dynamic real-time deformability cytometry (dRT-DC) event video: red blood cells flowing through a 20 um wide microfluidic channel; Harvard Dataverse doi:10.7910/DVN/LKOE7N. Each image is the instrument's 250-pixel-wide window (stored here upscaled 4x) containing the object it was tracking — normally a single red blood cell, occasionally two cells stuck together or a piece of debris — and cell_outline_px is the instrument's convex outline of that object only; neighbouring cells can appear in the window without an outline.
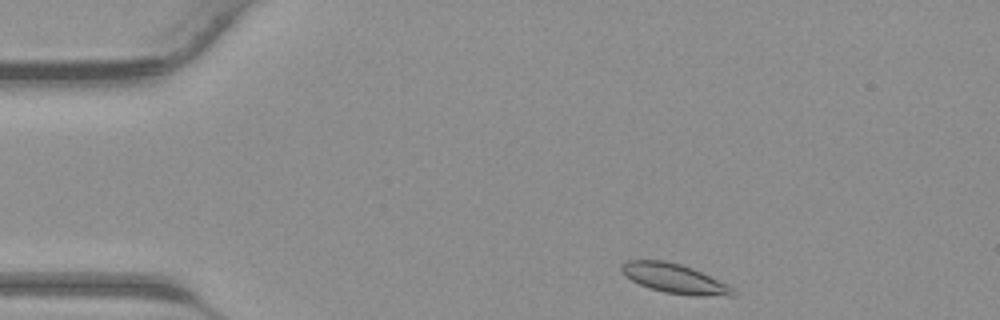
{"species": "common noctule bat (a hibernating species)", "species_latin": "Nyctalus noctula", "temperature_condition": "warm", "stored_images_in_passage": 36, "camera_frame_rate_fps": 3000, "um_per_image_px": 0.085, "animal": {"sex": "male", "body_mass_g": 23.1, "forearm_length_mm": 52.7}, "frame": {"image": 1, "passage_image": 1, "time_ms": 0.0, "image_size_px": [1000, 320], "cell_outline_px": [[736, 296], [688, 296], [664, 292], [640, 284], [624, 276], [620, 272], [620, 264], [624, 260], [664, 260], [680, 264], [692, 268], [728, 284], [736, 292]], "centroid_in_image_um": [57.32, 23.68], "position_along_channel_um": 27.7, "area_um2": 19.36}}
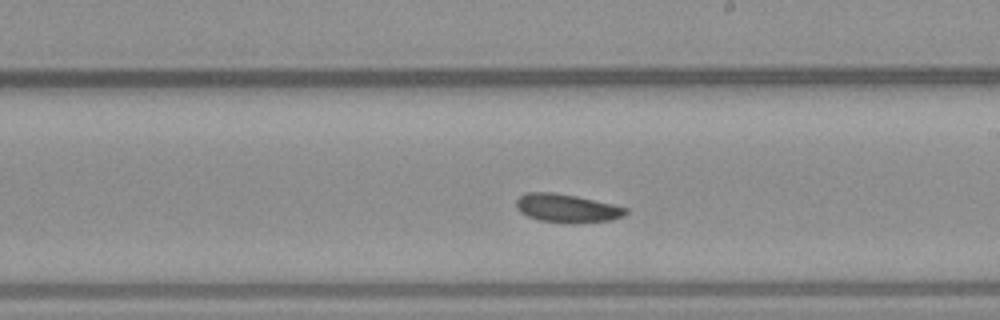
{"frame": {"image": 2, "passage_image": 18, "time_ms": 5.667, "image_size_px": [1000, 320], "cell_outline_px": [[628, 212], [624, 216], [612, 220], [576, 224], [568, 224], [540, 220], [528, 216], [520, 212], [516, 208], [516, 200], [520, 196], [528, 192], [552, 192], [576, 196], [612, 204], [628, 208]], "centroid_in_image_um": [48.21, 17.72], "position_along_channel_um": 240.8, "area_um2": 18.32}}
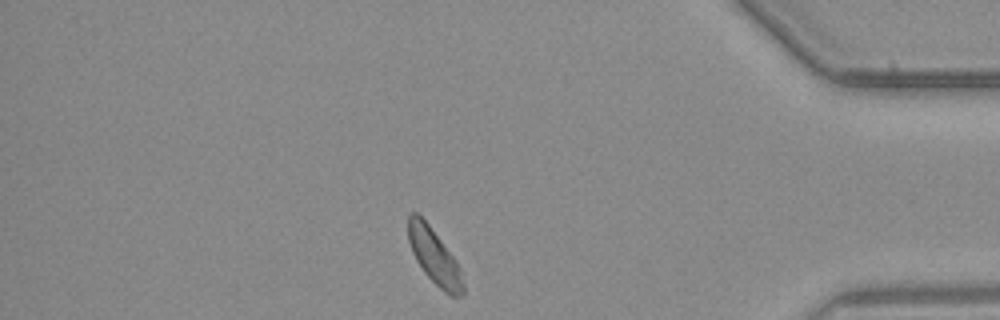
{"frame": {"image": 3, "passage_image": 30, "time_ms": 9.667, "image_size_px": [1000, 320], "cell_outline_px": [[464, 296], [452, 296], [444, 292], [424, 272], [416, 260], [412, 252], [408, 240], [408, 216], [412, 212], [416, 212], [428, 224], [456, 260], [464, 284]], "centroid_in_image_um": [36.91, 21.81], "position_along_channel_um": 398.3, "area_um2": 17.4}}